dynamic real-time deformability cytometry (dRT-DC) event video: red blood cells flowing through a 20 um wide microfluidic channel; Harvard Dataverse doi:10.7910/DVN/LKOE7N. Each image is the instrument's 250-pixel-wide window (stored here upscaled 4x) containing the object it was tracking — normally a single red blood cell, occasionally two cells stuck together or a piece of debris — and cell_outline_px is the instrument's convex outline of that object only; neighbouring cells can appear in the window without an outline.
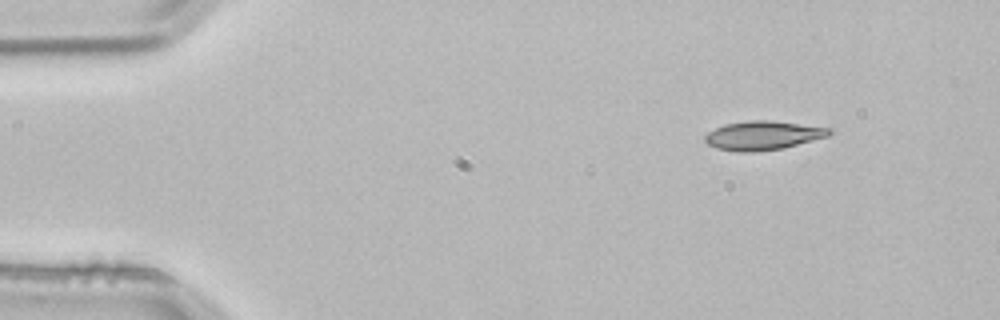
{"species": "common noctule bat (a hibernating species)", "species_latin": "Nyctalus noctula", "temperature_condition": "room temperature", "stored_images_in_passage": 4, "camera_frame_rate_fps": 3000, "um_per_image_px": 0.085, "animal": {"sex": "male", "body_mass_g": 21.5, "forearm_length_mm": 52.0}, "frame": {"image": 1, "passage_image": 1, "time_ms": 0.0, "image_size_px": [1000, 320], "cell_outline_px": [[832, 132], [828, 136], [784, 148], [752, 152], [736, 152], [716, 148], [708, 144], [704, 140], [704, 136], [708, 132], [724, 124], [752, 120], [768, 120], [832, 128]], "centroid_in_image_um": [64.84, 11.52], "position_along_channel_um": 20.2, "area_um2": 20.92}}